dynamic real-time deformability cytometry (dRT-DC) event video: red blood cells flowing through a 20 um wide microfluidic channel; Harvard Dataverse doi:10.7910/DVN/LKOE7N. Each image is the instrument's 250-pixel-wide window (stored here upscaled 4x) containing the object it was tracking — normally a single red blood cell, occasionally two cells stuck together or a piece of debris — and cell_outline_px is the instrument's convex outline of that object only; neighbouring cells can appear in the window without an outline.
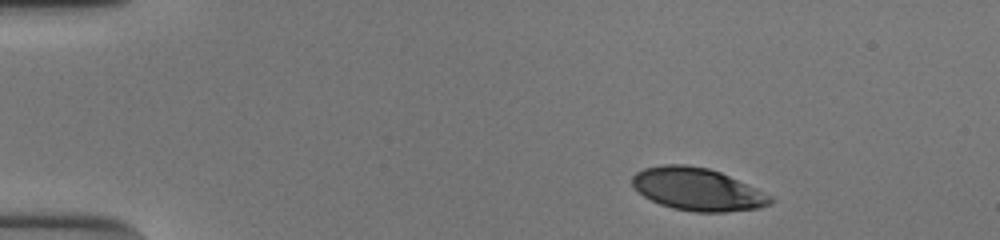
{"species": "human", "species_latin": "Homo sapiens", "temperature_condition": "cold", "stored_images_in_passage": 46, "camera_frame_rate_fps": 3000, "um_per_image_px": 0.085, "donor": {"sex": "male"}, "frame": {"image": 1, "passage_image": 1, "time_ms": 0.0, "image_size_px": [1000, 240], "cell_outline_px": [[776, 200], [772, 204], [760, 208], [724, 212], [696, 212], [672, 208], [660, 204], [644, 196], [632, 184], [632, 176], [636, 172], [644, 168], [664, 164], [684, 164], [708, 168], [720, 172], [756, 188], [772, 196]], "centroid_in_image_um": [59.32, 16.09], "position_along_channel_um": 25.7, "area_um2": 34.28}}
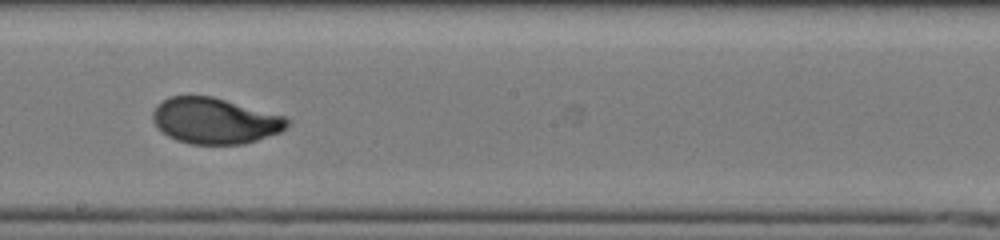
{"frame": {"image": 2, "passage_image": 24, "time_ms": 7.667, "image_size_px": [1000, 240], "cell_outline_px": [[292, 120], [280, 132], [244, 144], [192, 144], [176, 140], [168, 136], [152, 120], [152, 112], [156, 104], [168, 96], [212, 96], [284, 116]], "centroid_in_image_um": [18.24, 10.26], "position_along_channel_um": 230.0, "area_um2": 35.84}}
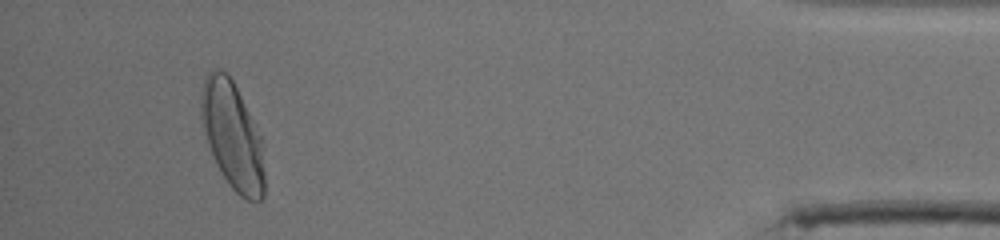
{"frame": {"image": 3, "passage_image": 43, "time_ms": 14.0, "image_size_px": [1000, 240], "cell_outline_px": [[264, 196], [260, 200], [248, 200], [240, 196], [228, 184], [216, 164], [208, 144], [200, 120], [200, 96], [204, 76], [212, 68], [216, 68], [228, 72], [264, 144]], "centroid_in_image_um": [19.73, 11.51], "position_along_channel_um": 415.5, "area_um2": 39.82}, "authors_computed_cell_mechanics": {"area_um2": 36.4718, "velocity_mm_per_s": 3.8432, "shape_relaxation_time_tau1_ms": 3.7515, "shape_relaxation_time_tau2_ms": null, "deformation_change_tau1": 0.1967, "deformation_change_tau2": null}}